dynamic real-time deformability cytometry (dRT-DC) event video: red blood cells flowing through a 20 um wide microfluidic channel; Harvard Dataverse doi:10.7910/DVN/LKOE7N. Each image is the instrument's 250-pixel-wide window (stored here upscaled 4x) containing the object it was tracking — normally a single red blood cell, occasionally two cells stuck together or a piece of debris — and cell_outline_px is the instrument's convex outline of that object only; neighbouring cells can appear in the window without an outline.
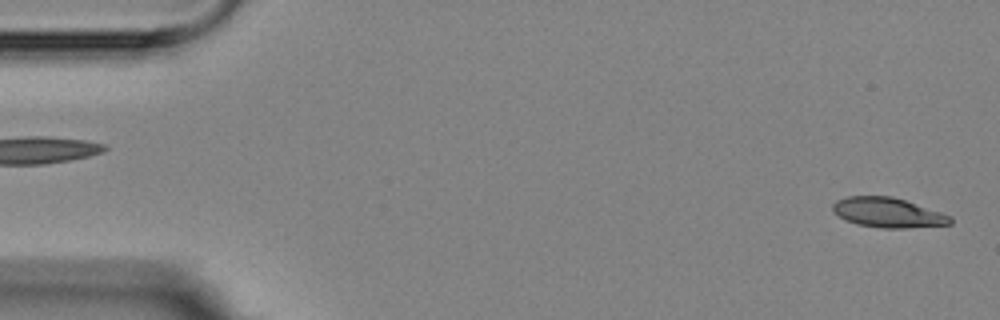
{"species": "Egyptian fruit bat (a non-hibernating species)", "species_latin": "Rousettus aegyptiacus", "temperature_condition": "room temperature", "stored_images_in_passage": 5, "camera_frame_rate_fps": 3000, "um_per_image_px": 0.085, "animal": {"sex": "female"}, "frame": {"image": 1, "passage_image": 1, "time_ms": 0.0, "image_size_px": [1000, 320], "cell_outline_px": [[952, 224], [908, 228], [880, 228], [856, 224], [844, 220], [832, 212], [832, 204], [836, 200], [848, 196], [892, 196], [952, 216]], "centroid_in_image_um": [75.43, 18.08], "position_along_channel_um": 9.6, "area_um2": 20.52}}
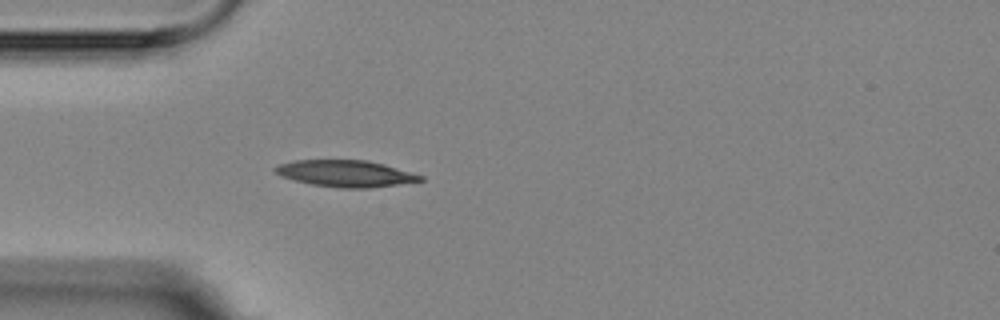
{"frame": {"image": 2, "passage_image": 5, "time_ms": 4.667, "image_size_px": [1000, 320], "cell_outline_px": [[424, 180], [368, 188], [336, 188], [312, 184], [280, 176], [272, 168], [280, 164], [292, 160], [368, 160], [384, 164], [424, 176]], "centroid_in_image_um": [29.35, 14.74], "position_along_channel_um": 55.6, "area_um2": 22.37}}